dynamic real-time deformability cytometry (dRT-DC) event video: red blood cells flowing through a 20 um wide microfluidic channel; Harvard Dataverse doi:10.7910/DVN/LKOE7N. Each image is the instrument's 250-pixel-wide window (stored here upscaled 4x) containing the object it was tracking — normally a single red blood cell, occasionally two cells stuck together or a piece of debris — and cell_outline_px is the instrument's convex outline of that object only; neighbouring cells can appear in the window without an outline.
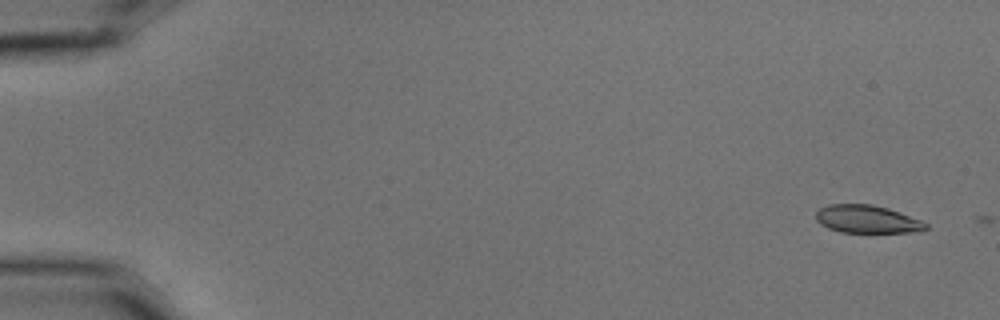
{"species": "common noctule bat (a hibernating species)", "species_latin": "Nyctalus noctula", "temperature_condition": "cold", "stored_images_in_passage": 2, "camera_frame_rate_fps": 3000, "um_per_image_px": 0.085, "animal": {"sex": "male", "body_mass_g": 15.6}, "frame": {"image": 1, "passage_image": 1, "time_ms": 0.0, "image_size_px": [1000, 320], "cell_outline_px": [[928, 228], [924, 232], [840, 232], [828, 228], [820, 224], [816, 220], [816, 212], [820, 208], [828, 204], [872, 204], [888, 208], [900, 212], [920, 220], [928, 224]], "centroid_in_image_um": [73.72, 18.63], "position_along_channel_um": 11.3, "area_um2": 17.98}}